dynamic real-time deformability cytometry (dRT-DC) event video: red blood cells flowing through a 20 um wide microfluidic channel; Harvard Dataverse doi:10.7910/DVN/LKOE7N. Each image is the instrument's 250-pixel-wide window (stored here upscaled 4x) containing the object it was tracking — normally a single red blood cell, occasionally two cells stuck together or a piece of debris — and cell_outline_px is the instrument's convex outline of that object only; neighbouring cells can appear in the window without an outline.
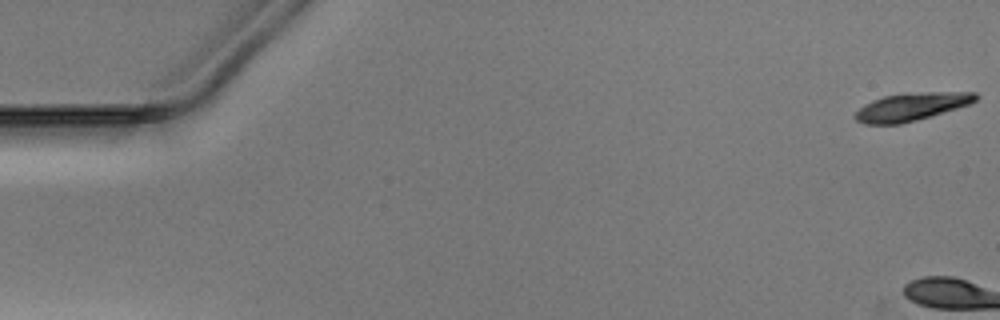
{"species": "Egyptian fruit bat (a non-hibernating species)", "species_latin": "Rousettus aegyptiacus", "temperature_condition": "warm", "stored_images_in_passage": 3, "camera_frame_rate_fps": 3000, "um_per_image_px": 0.085, "animal": {"sex": "male"}, "frame": {"image": 1, "passage_image": 1, "time_ms": 0.0, "image_size_px": [1000, 320], "cell_outline_px": [[980, 96], [976, 100], [968, 104], [932, 116], [900, 124], [864, 124], [856, 120], [852, 116], [864, 104], [872, 100], [884, 96], [904, 92], [976, 92]], "centroid_in_image_um": [77.45, 9.06], "position_along_channel_um": 7.6, "area_um2": 19.71}}